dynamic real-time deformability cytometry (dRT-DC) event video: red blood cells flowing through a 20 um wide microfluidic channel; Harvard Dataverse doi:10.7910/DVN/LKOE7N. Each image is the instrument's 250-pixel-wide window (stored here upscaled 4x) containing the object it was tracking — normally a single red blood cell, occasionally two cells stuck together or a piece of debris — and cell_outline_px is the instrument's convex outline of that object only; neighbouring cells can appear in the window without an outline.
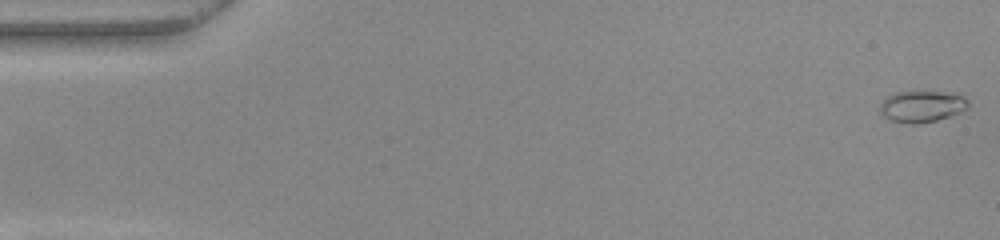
{"species": "common noctule bat (a hibernating species)", "species_latin": "Nyctalus noctula", "temperature_condition": "warm", "stored_images_in_passage": 52, "camera_frame_rate_fps": 3000, "um_per_image_px": 0.085, "animal": {"sex": "female", "body_mass_g": 22.0, "forearm_length_mm": 56.7}, "frame": {"image": 1, "passage_image": 1, "time_ms": 0.0, "image_size_px": [1000, 240], "cell_outline_px": [[968, 108], [960, 112], [936, 120], [916, 124], [908, 124], [892, 120], [884, 116], [880, 112], [880, 100], [896, 92], [912, 88], [928, 88], [956, 92], [964, 96], [968, 100]], "centroid_in_image_um": [78.38, 8.95], "position_along_channel_um": 6.6, "area_um2": 17.34}}
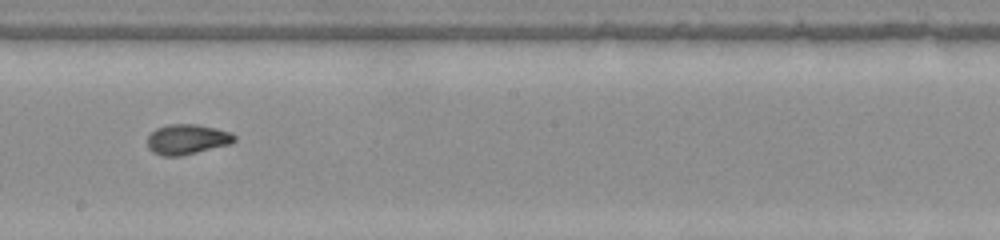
{"frame": {"image": 2, "passage_image": 29, "time_ms": 9.333, "image_size_px": [1000, 240], "cell_outline_px": [[236, 140], [228, 144], [180, 156], [164, 156], [152, 152], [148, 148], [148, 136], [156, 128], [168, 124], [196, 124], [216, 128], [228, 132], [236, 136]], "centroid_in_image_um": [15.87, 11.83], "position_along_channel_um": 232.3, "area_um2": 15.09}}
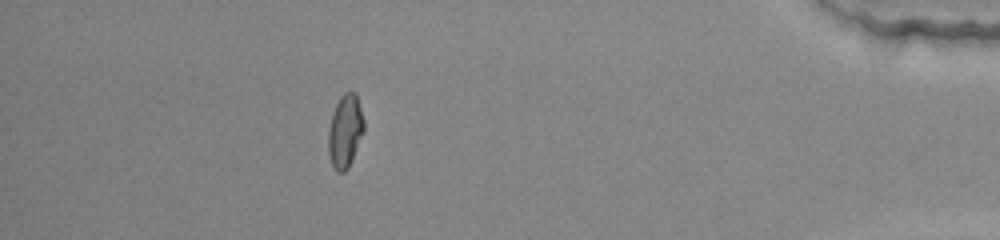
{"frame": {"image": 3, "passage_image": 46, "time_ms": 15.0, "image_size_px": [1000, 240], "cell_outline_px": [[364, 132], [352, 160], [348, 168], [344, 172], [336, 172], [328, 156], [328, 128], [332, 112], [340, 96], [344, 92], [356, 92], [364, 120]], "centroid_in_image_um": [29.33, 11.14], "position_along_channel_um": 405.9, "area_um2": 15.43}, "authors_computed_cell_mechanics": {"area_um2": 15.2014, "velocity_mm_per_s": 3.9892, "shape_relaxation_time_tau1_ms": 7.1947, "shape_relaxation_time_tau2_ms": 1.2836, "deformation_change_tau1": 0.2172, "deformation_change_tau2": 0.0577}}